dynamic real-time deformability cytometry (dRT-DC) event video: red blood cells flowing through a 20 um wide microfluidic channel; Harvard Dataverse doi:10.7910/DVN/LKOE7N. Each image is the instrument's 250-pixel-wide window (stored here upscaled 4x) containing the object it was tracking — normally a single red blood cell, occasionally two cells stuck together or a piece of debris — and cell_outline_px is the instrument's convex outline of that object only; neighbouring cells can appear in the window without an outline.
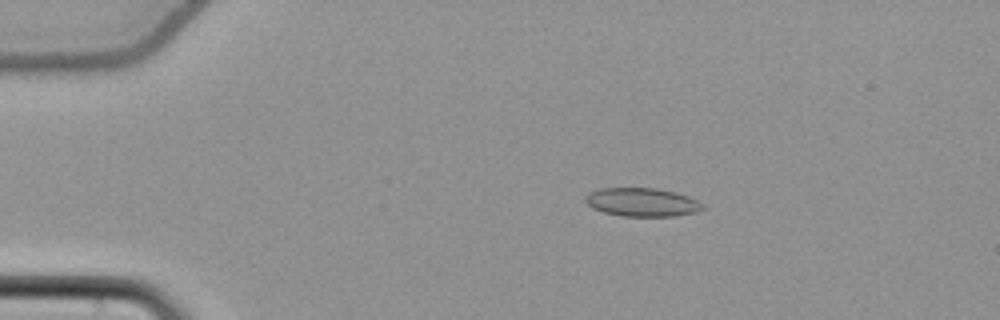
{"species": "common noctule bat (a hibernating species)", "species_latin": "Nyctalus noctula", "temperature_condition": "cold", "stored_images_in_passage": 48, "camera_frame_rate_fps": 3000, "um_per_image_px": 0.085, "animal": {"sex": "female", "body_mass_g": 22.7, "forearm_length_mm": 54.2}, "frame": {"image": 1, "passage_image": 4, "time_ms": 1.0, "image_size_px": [1000, 320], "cell_outline_px": [[708, 208], [696, 212], [676, 216], [620, 216], [604, 212], [592, 208], [584, 200], [584, 196], [588, 192], [600, 188], [656, 188], [676, 192], [688, 196], [704, 204]], "centroid_in_image_um": [54.59, 17.18], "position_along_channel_um": 30.4, "area_um2": 19.77}}
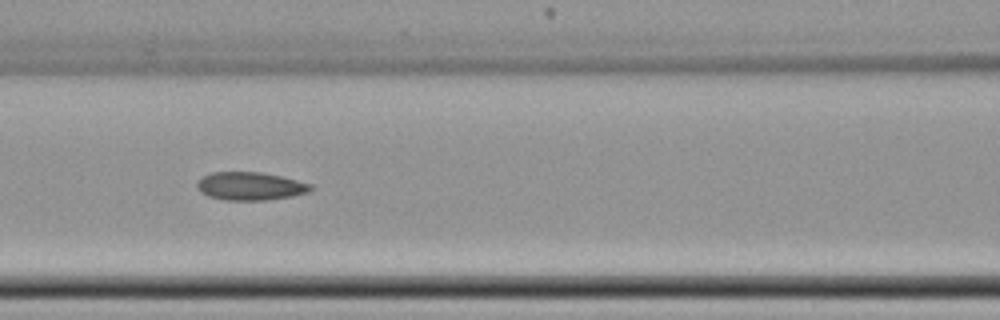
{"frame": {"image": 2, "passage_image": 18, "time_ms": 5.667, "image_size_px": [1000, 320], "cell_outline_px": [[312, 188], [308, 192], [292, 196], [268, 200], [224, 200], [208, 196], [200, 192], [196, 188], [196, 184], [204, 176], [212, 172], [260, 172], [280, 176], [312, 184]], "centroid_in_image_um": [21.25, 15.83], "position_along_channel_um": 145.3, "area_um2": 18.55}}
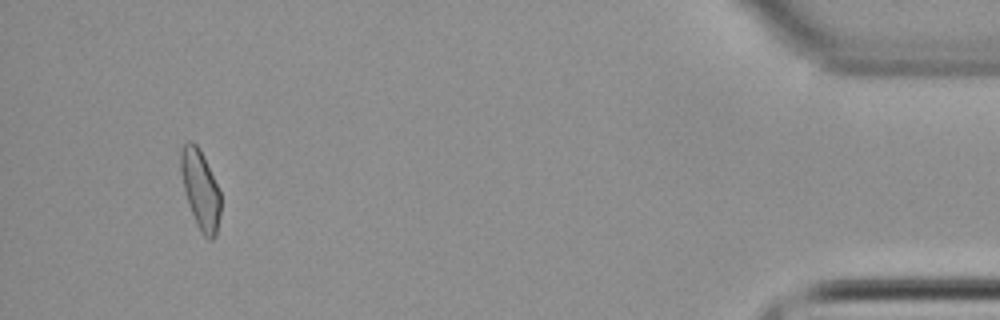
{"frame": {"image": 3, "passage_image": 45, "time_ms": 14.667, "image_size_px": [1000, 320], "cell_outline_px": [[220, 216], [216, 236], [212, 240], [208, 240], [200, 232], [188, 204], [184, 188], [180, 168], [180, 148], [188, 140], [192, 140], [200, 148], [204, 156], [220, 192]], "centroid_in_image_um": [17.03, 16.1], "position_along_channel_um": 418.2, "area_um2": 18.5}, "authors_computed_cell_mechanics": {"area_um2": 18.496, "velocity_mm_per_s": 3.825, "shape_relaxation_time_tau1_ms": null, "shape_relaxation_time_tau2_ms": 4.1988, "deformation_change_tau1": null, "deformation_change_tau2": 0.0869}}